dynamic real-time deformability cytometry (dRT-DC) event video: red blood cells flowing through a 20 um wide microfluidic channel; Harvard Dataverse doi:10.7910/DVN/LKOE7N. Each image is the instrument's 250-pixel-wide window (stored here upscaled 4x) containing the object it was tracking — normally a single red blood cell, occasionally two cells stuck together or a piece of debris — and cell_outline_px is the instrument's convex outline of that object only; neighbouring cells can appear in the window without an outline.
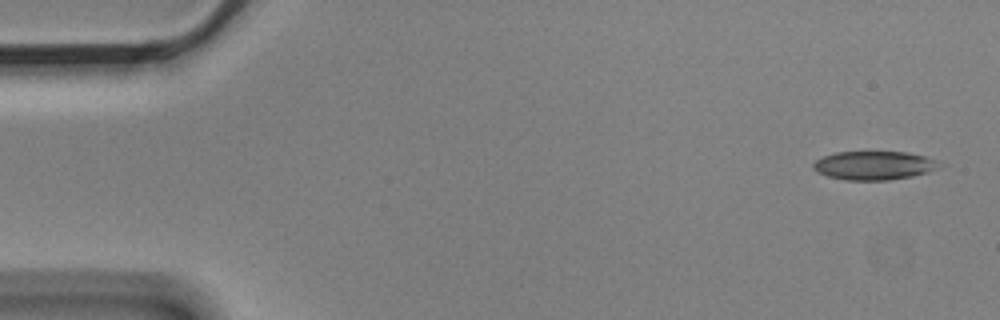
{"species": "Egyptian fruit bat (a non-hibernating species)", "species_latin": "Rousettus aegyptiacus", "temperature_condition": "cold", "stored_images_in_passage": 5, "camera_frame_rate_fps": 3000, "um_per_image_px": 0.085, "animal": {"sex": "male"}, "frame": {"image": 1, "passage_image": 1, "time_ms": 0.0, "image_size_px": [1000, 320], "cell_outline_px": [[948, 164], [940, 168], [912, 176], [888, 180], [844, 180], [828, 176], [816, 172], [812, 168], [812, 164], [816, 160], [824, 156], [836, 152], [908, 152], [940, 160]], "centroid_in_image_um": [74.36, 14.06], "position_along_channel_um": 10.6, "area_um2": 21.39}}
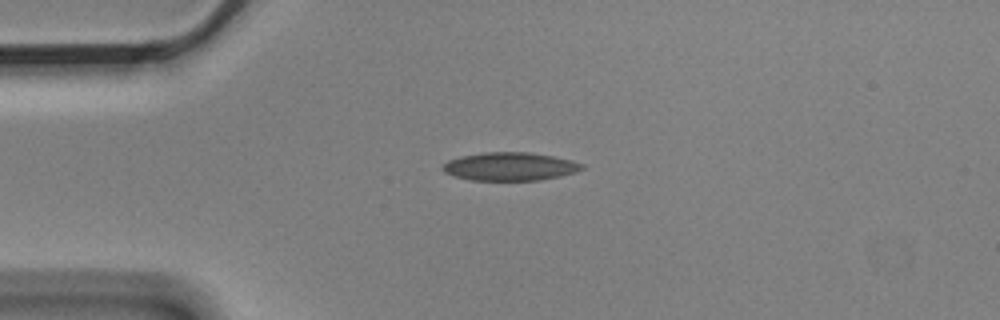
{"frame": {"image": 2, "passage_image": 4, "time_ms": 1.0, "image_size_px": [1000, 320], "cell_outline_px": [[584, 168], [576, 172], [560, 176], [540, 180], [472, 180], [456, 176], [444, 172], [440, 168], [448, 160], [460, 156], [484, 152], [528, 152], [552, 156], [584, 164]], "centroid_in_image_um": [43.32, 14.15], "position_along_channel_um": 41.7, "area_um2": 22.77}}